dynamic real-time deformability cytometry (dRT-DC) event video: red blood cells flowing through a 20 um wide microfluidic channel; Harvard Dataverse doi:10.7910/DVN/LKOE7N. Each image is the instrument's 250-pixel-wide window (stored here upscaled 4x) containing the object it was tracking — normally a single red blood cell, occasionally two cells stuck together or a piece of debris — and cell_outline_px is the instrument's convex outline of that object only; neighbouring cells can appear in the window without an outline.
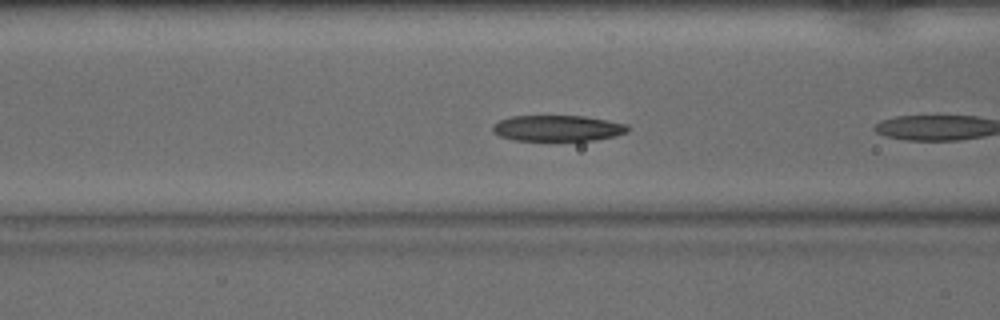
{"species": "common noctule bat (a hibernating species)", "species_latin": "Nyctalus noctula", "temperature_condition": "warm", "stored_images_in_passage": 6, "camera_frame_rate_fps": 3000, "um_per_image_px": 0.085, "animal": {"sex": "male", "body_mass_g": 15.6}, "frame": {"image": 1, "passage_image": 5, "time_ms": 1.333, "image_size_px": [1000, 320], "cell_outline_px": [[628, 132], [616, 136], [596, 140], [516, 140], [500, 136], [492, 132], [492, 124], [500, 120], [512, 116], [584, 116], [608, 120], [628, 124]], "centroid_in_image_um": [47.41, 10.89], "position_along_channel_um": 119.2, "area_um2": 20.46}}